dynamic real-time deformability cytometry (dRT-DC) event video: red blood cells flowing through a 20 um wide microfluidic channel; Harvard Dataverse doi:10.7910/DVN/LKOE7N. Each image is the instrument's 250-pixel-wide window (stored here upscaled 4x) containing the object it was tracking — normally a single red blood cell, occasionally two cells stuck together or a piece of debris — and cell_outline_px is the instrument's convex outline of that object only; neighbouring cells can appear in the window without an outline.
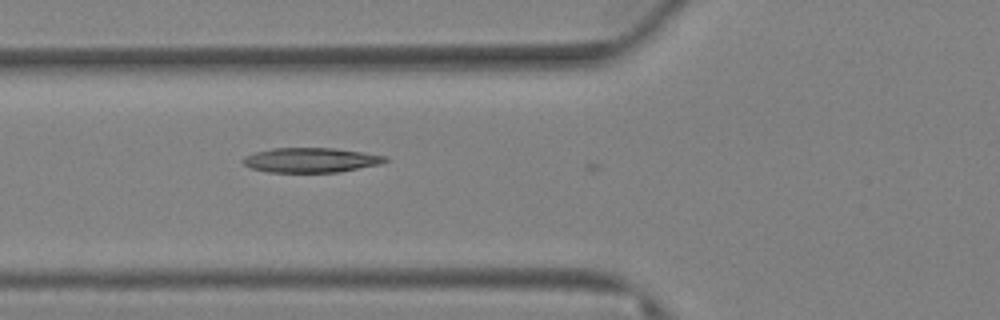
{"species": "Egyptian fruit bat (a non-hibernating species)", "species_latin": "Rousettus aegyptiacus", "temperature_condition": "warm", "stored_images_in_passage": 5, "camera_frame_rate_fps": 3000, "um_per_image_px": 0.085, "animal": {"sex": "female"}, "frame": {"image": 1, "passage_image": 4, "time_ms": 1.0, "image_size_px": [1000, 320], "cell_outline_px": [[388, 160], [380, 164], [340, 172], [268, 172], [252, 168], [244, 164], [240, 160], [244, 156], [256, 152], [272, 148], [336, 148], [364, 152], [388, 156]], "centroid_in_image_um": [26.44, 13.6], "position_along_channel_um": 99.4, "area_um2": 20.58}}